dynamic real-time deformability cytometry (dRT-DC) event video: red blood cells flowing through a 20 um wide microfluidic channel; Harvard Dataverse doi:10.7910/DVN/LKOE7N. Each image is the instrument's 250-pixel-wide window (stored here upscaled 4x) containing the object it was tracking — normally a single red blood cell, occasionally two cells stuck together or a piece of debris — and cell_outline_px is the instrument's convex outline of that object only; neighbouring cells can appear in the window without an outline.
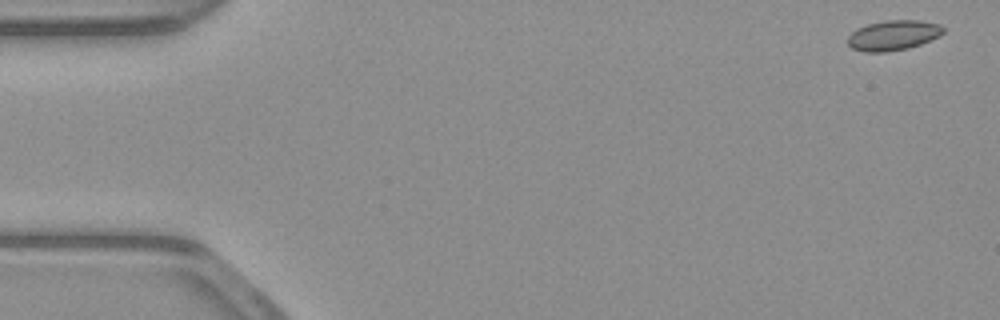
{"species": "common noctule bat (a hibernating species)", "species_latin": "Nyctalus noctula", "temperature_condition": "warm", "stored_images_in_passage": 12, "camera_frame_rate_fps": 3000, "um_per_image_px": 0.085, "animal": {"sex": "male", "body_mass_g": 23.1, "forearm_length_mm": 52.7}, "frame": {"image": 1, "passage_image": 1, "time_ms": 0.0, "image_size_px": [1000, 320], "cell_outline_px": [[944, 32], [940, 36], [920, 44], [908, 48], [884, 52], [864, 52], [852, 48], [848, 44], [848, 36], [856, 28], [868, 24], [884, 20], [920, 20], [940, 24], [944, 28]], "centroid_in_image_um": [75.93, 2.99], "position_along_channel_um": 9.1, "area_um2": 16.82}}